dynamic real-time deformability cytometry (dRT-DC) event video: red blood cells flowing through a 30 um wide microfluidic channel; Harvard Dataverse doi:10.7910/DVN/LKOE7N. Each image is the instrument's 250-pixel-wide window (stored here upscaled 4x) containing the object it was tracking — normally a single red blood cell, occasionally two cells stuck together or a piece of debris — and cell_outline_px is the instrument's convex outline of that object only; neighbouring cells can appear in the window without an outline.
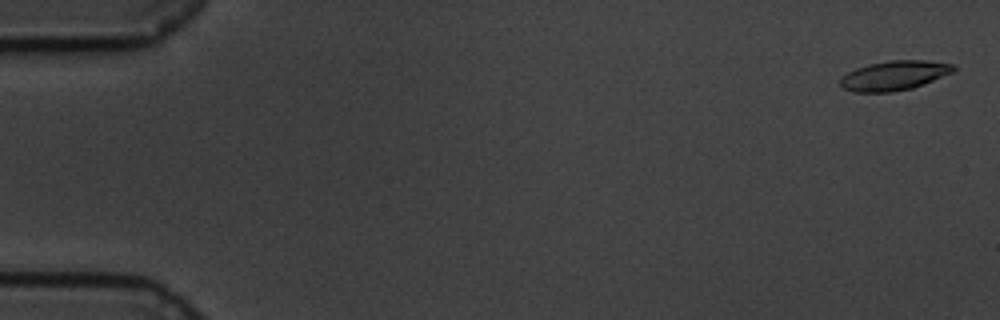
{"species": "common noctule bat (a hibernating species)", "species_latin": "Nyctalus noctula", "temperature_condition": "cold", "stored_images_in_passage": 60, "camera_frame_rate_fps": 3000, "um_per_image_px": 0.085, "animal": {"sex": "male", "body_mass_g": 19.5, "forearm_length_mm": 54.6}, "frame": {"image": 1, "passage_image": 2, "time_ms": 0.333, "image_size_px": [1000, 320], "cell_outline_px": [[956, 72], [912, 88], [892, 92], [852, 92], [844, 88], [840, 84], [840, 76], [856, 68], [868, 64], [892, 60], [924, 60], [952, 64], [956, 68]], "centroid_in_image_um": [76.01, 6.42], "position_along_channel_um": 9.0, "area_um2": 19.59}}
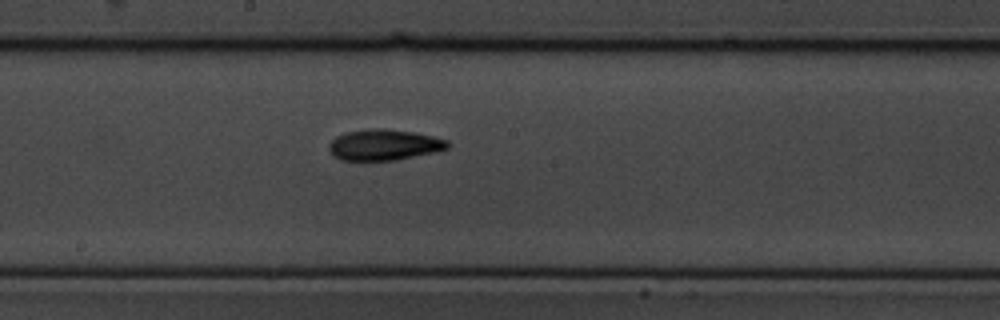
{"frame": {"image": 2, "passage_image": 33, "time_ms": 10.667, "image_size_px": [1000, 320], "cell_outline_px": [[452, 144], [448, 148], [436, 152], [396, 160], [340, 160], [332, 156], [328, 148], [328, 144], [336, 136], [344, 132], [368, 128], [384, 128], [412, 132], [432, 136], [448, 140]], "centroid_in_image_um": [32.63, 12.31], "position_along_channel_um": 215.6, "area_um2": 21.68}}
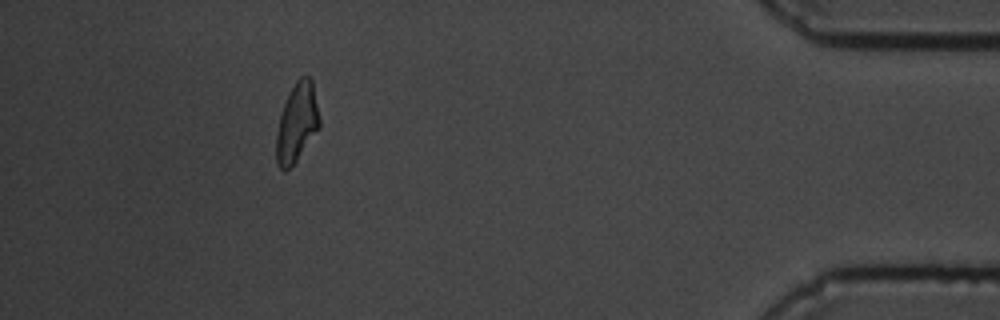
{"frame": {"image": 3, "passage_image": 55, "time_ms": 18.0, "image_size_px": [1000, 320], "cell_outline_px": [[320, 128], [296, 160], [284, 172], [280, 168], [276, 160], [276, 132], [280, 116], [284, 104], [296, 80], [300, 76], [308, 76], [312, 80], [320, 120]], "centroid_in_image_um": [25.24, 10.43], "position_along_channel_um": 410.0, "area_um2": 19.59}, "authors_computed_cell_mechanics": {"area_um2": 20.0855, "velocity_mm_per_s": 3.367, "shape_relaxation_time_tau1_ms": 4.1293, "shape_relaxation_time_tau2_ms": 5.6089, "deformation_change_tau1": 0.1583, "deformation_change_tau2": 0.1349}}